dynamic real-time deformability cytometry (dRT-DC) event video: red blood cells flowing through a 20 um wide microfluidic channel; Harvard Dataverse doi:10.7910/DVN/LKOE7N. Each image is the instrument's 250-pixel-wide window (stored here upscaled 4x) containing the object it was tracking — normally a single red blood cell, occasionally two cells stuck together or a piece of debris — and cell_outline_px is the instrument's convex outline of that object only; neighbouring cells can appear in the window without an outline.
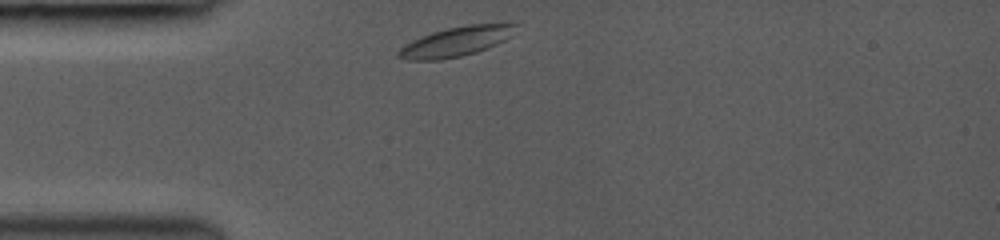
{"species": "common noctule bat (a hibernating species)", "species_latin": "Nyctalus noctula", "temperature_condition": "room temperature", "stored_images_in_passage": 32, "camera_frame_rate_fps": 3000, "um_per_image_px": 0.085, "animal": {"sex": "female", "body_mass_g": 19.0, "forearm_length_mm": 53.3}, "frame": {"image": 1, "passage_image": 1, "time_ms": 0.0, "image_size_px": [1000, 240], "cell_outline_px": [[516, 24], [508, 36], [504, 40], [496, 44], [476, 52], [460, 56], [440, 60], [408, 60], [396, 56], [396, 52], [404, 44], [412, 40], [432, 32], [448, 28], [468, 24]], "centroid_in_image_um": [38.65, 3.55], "position_along_channel_um": 46.4, "area_um2": 19.77}}
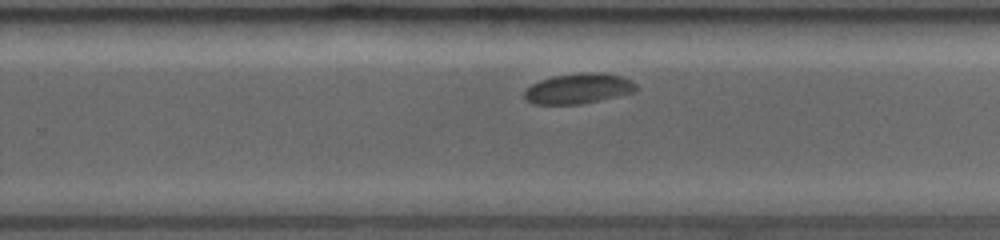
{"frame": {"image": 2, "passage_image": 20, "time_ms": 6.333, "image_size_px": [1000, 240], "cell_outline_px": [[640, 88], [636, 92], [600, 100], [580, 104], [532, 104], [524, 100], [524, 92], [532, 84], [540, 80], [552, 76], [584, 72], [604, 72], [620, 76], [632, 80]], "centroid_in_image_um": [49.2, 7.52], "position_along_channel_um": 280.6, "area_um2": 20.0}}
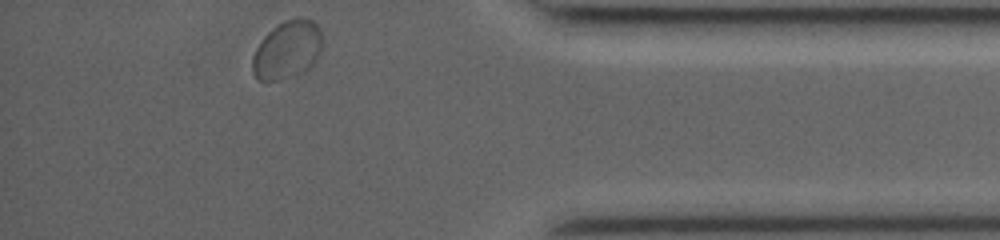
{"frame": {"image": 3, "passage_image": 32, "time_ms": 10.0, "image_size_px": [1000, 240], "cell_outline_px": [[324, 44], [316, 60], [304, 72], [280, 80], [256, 80], [252, 72], [252, 56], [260, 40], [272, 28], [284, 20], [296, 16], [300, 16], [312, 20], [320, 28], [324, 36]], "centroid_in_image_um": [24.44, 4.21], "position_along_channel_um": 410.8, "area_um2": 24.28}, "authors_computed_cell_mechanics": {"area_um2": 20.2878, "velocity_mm_per_s": 3.964, "shape_relaxation_time_tau1_ms": 2.18, "shape_relaxation_time_tau2_ms": null, "deformation_change_tau1": 0.0887, "deformation_change_tau2": null}}